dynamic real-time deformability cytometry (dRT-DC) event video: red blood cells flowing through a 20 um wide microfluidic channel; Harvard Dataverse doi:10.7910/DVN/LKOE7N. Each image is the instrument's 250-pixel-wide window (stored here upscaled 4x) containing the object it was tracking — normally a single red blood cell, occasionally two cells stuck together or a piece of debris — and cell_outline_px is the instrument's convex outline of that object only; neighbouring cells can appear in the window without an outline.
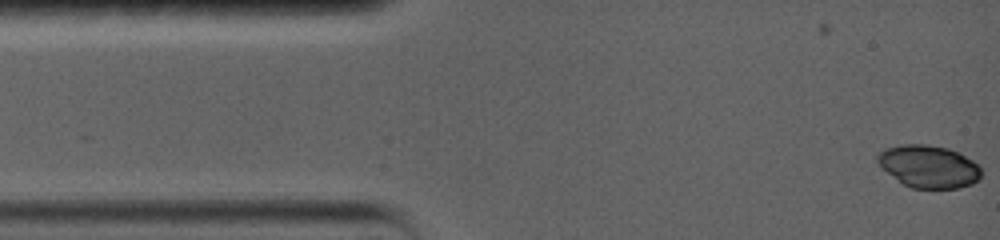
{"species": "common noctule bat (a hibernating species)", "species_latin": "Nyctalus noctula", "temperature_condition": "warm", "stored_images_in_passage": 76, "camera_frame_rate_fps": 5000, "um_per_image_px": 0.085, "animal": {"sex": "female", "body_mass_g": 19.0, "forearm_length_mm": 56.7}, "frame": {"image": 1, "passage_image": 1, "time_ms": 0.0, "image_size_px": [1000, 240], "cell_outline_px": [[980, 176], [972, 184], [960, 188], [912, 188], [904, 184], [888, 172], [876, 160], [876, 156], [880, 152], [888, 148], [900, 144], [928, 144], [948, 148], [972, 160], [980, 168]], "centroid_in_image_um": [78.94, 14.14], "position_along_channel_um": 6.1, "area_um2": 25.26}}
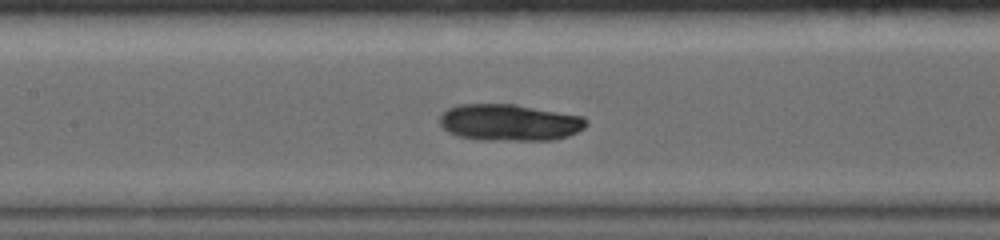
{"frame": {"image": 2, "passage_image": 33, "time_ms": 6.4, "image_size_px": [1000, 240], "cell_outline_px": [[588, 124], [584, 128], [568, 136], [552, 140], [480, 140], [460, 136], [448, 132], [440, 124], [440, 116], [448, 108], [456, 104], [516, 104], [584, 116], [588, 120]], "centroid_in_image_um": [43.33, 10.4], "position_along_channel_um": 164.1, "area_um2": 31.5}}
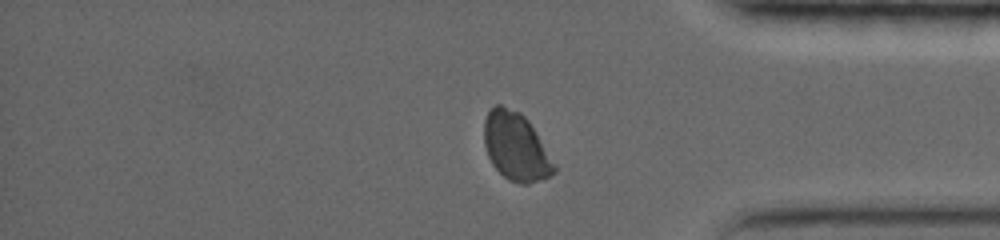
{"frame": {"image": 3, "passage_image": 65, "time_ms": 12.8, "image_size_px": [1000, 240], "cell_outline_px": [[556, 172], [540, 180], [528, 184], [520, 184], [508, 180], [492, 164], [488, 156], [484, 144], [484, 120], [488, 112], [496, 104], [500, 104], [520, 112], [528, 120], [556, 164]], "centroid_in_image_um": [43.85, 12.47], "position_along_channel_um": 391.4, "area_um2": 27.74}, "authors_computed_cell_mechanics": {"area_um2": 29.7381, "velocity_mm_per_s": 3.742, "shape_relaxation_time_tau1_ms": null, "shape_relaxation_time_tau2_ms": 5.3418, "deformation_change_tau1": null, "deformation_change_tau2": 0.0797}}